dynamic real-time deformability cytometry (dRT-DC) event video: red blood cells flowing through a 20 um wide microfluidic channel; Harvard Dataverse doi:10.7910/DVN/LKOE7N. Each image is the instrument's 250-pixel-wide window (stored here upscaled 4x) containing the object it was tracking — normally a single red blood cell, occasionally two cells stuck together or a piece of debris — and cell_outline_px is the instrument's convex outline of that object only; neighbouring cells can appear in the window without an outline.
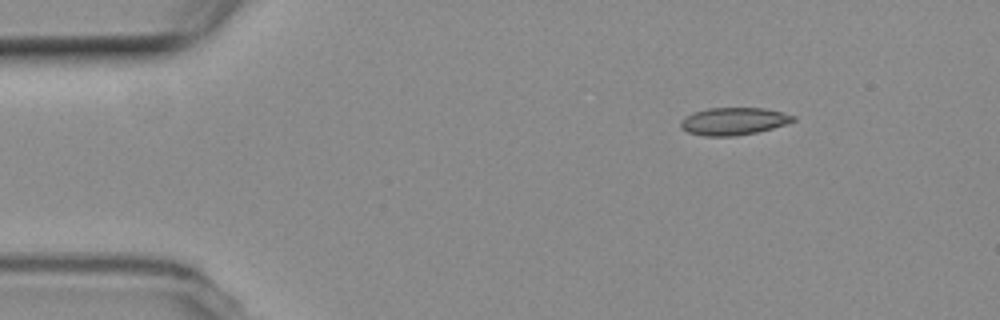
{"species": "common noctule bat (a hibernating species)", "species_latin": "Nyctalus noctula", "temperature_condition": "room temperature", "stored_images_in_passage": 3, "camera_frame_rate_fps": 3000, "um_per_image_px": 0.085, "animal": {"sex": "female", "body_mass_g": 19.3, "forearm_length_mm": 54.1}, "frame": {"image": 1, "passage_image": 1, "time_ms": 0.0, "image_size_px": [1000, 320], "cell_outline_px": [[796, 120], [772, 128], [756, 132], [736, 136], [704, 136], [688, 132], [680, 128], [680, 120], [684, 116], [692, 112], [708, 108], [764, 108], [796, 116]], "centroid_in_image_um": [62.3, 10.3], "position_along_channel_um": 22.7, "area_um2": 18.03}}